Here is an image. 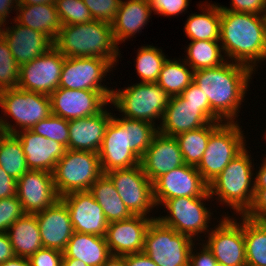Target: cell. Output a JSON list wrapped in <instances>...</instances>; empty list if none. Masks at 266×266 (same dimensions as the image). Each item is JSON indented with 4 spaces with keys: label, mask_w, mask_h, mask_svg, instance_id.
<instances>
[{
    "label": "cell",
    "mask_w": 266,
    "mask_h": 266,
    "mask_svg": "<svg viewBox=\"0 0 266 266\" xmlns=\"http://www.w3.org/2000/svg\"><path fill=\"white\" fill-rule=\"evenodd\" d=\"M152 9L149 0H121L111 26L116 43L122 44L142 32L150 22Z\"/></svg>",
    "instance_id": "cell-27"
},
{
    "label": "cell",
    "mask_w": 266,
    "mask_h": 266,
    "mask_svg": "<svg viewBox=\"0 0 266 266\" xmlns=\"http://www.w3.org/2000/svg\"><path fill=\"white\" fill-rule=\"evenodd\" d=\"M113 69L117 70L109 61L99 57H65L59 87L100 91L110 101L113 87L103 82Z\"/></svg>",
    "instance_id": "cell-13"
},
{
    "label": "cell",
    "mask_w": 266,
    "mask_h": 266,
    "mask_svg": "<svg viewBox=\"0 0 266 266\" xmlns=\"http://www.w3.org/2000/svg\"><path fill=\"white\" fill-rule=\"evenodd\" d=\"M48 2H55V0H17V4L21 5L45 4Z\"/></svg>",
    "instance_id": "cell-58"
},
{
    "label": "cell",
    "mask_w": 266,
    "mask_h": 266,
    "mask_svg": "<svg viewBox=\"0 0 266 266\" xmlns=\"http://www.w3.org/2000/svg\"><path fill=\"white\" fill-rule=\"evenodd\" d=\"M51 113L66 120L99 113L110 101L100 92L58 87L50 95Z\"/></svg>",
    "instance_id": "cell-17"
},
{
    "label": "cell",
    "mask_w": 266,
    "mask_h": 266,
    "mask_svg": "<svg viewBox=\"0 0 266 266\" xmlns=\"http://www.w3.org/2000/svg\"><path fill=\"white\" fill-rule=\"evenodd\" d=\"M154 201L158 208L170 198L198 197L208 191L196 166L184 164L158 177L153 183Z\"/></svg>",
    "instance_id": "cell-16"
},
{
    "label": "cell",
    "mask_w": 266,
    "mask_h": 266,
    "mask_svg": "<svg viewBox=\"0 0 266 266\" xmlns=\"http://www.w3.org/2000/svg\"><path fill=\"white\" fill-rule=\"evenodd\" d=\"M67 206L73 230L105 236L109 222L102 207L89 191L72 192L60 198Z\"/></svg>",
    "instance_id": "cell-20"
},
{
    "label": "cell",
    "mask_w": 266,
    "mask_h": 266,
    "mask_svg": "<svg viewBox=\"0 0 266 266\" xmlns=\"http://www.w3.org/2000/svg\"><path fill=\"white\" fill-rule=\"evenodd\" d=\"M106 175L114 183L116 191L133 215L157 218L152 213L153 210H157L153 196V185L143 172L141 165L113 170ZM149 213H152V216Z\"/></svg>",
    "instance_id": "cell-14"
},
{
    "label": "cell",
    "mask_w": 266,
    "mask_h": 266,
    "mask_svg": "<svg viewBox=\"0 0 266 266\" xmlns=\"http://www.w3.org/2000/svg\"><path fill=\"white\" fill-rule=\"evenodd\" d=\"M220 44L226 60L257 72L266 61L265 15L221 9Z\"/></svg>",
    "instance_id": "cell-3"
},
{
    "label": "cell",
    "mask_w": 266,
    "mask_h": 266,
    "mask_svg": "<svg viewBox=\"0 0 266 266\" xmlns=\"http://www.w3.org/2000/svg\"><path fill=\"white\" fill-rule=\"evenodd\" d=\"M89 192L102 207L107 221L126 220L133 216L116 191L114 183L102 174L91 186Z\"/></svg>",
    "instance_id": "cell-32"
},
{
    "label": "cell",
    "mask_w": 266,
    "mask_h": 266,
    "mask_svg": "<svg viewBox=\"0 0 266 266\" xmlns=\"http://www.w3.org/2000/svg\"><path fill=\"white\" fill-rule=\"evenodd\" d=\"M64 253L51 248H41L28 258L30 266H62Z\"/></svg>",
    "instance_id": "cell-46"
},
{
    "label": "cell",
    "mask_w": 266,
    "mask_h": 266,
    "mask_svg": "<svg viewBox=\"0 0 266 266\" xmlns=\"http://www.w3.org/2000/svg\"><path fill=\"white\" fill-rule=\"evenodd\" d=\"M0 167L15 180L29 170L21 142L15 134L0 131Z\"/></svg>",
    "instance_id": "cell-36"
},
{
    "label": "cell",
    "mask_w": 266,
    "mask_h": 266,
    "mask_svg": "<svg viewBox=\"0 0 266 266\" xmlns=\"http://www.w3.org/2000/svg\"><path fill=\"white\" fill-rule=\"evenodd\" d=\"M223 122H212L199 129L181 133L175 138L178 141L185 164L197 166L207 148L210 135Z\"/></svg>",
    "instance_id": "cell-35"
},
{
    "label": "cell",
    "mask_w": 266,
    "mask_h": 266,
    "mask_svg": "<svg viewBox=\"0 0 266 266\" xmlns=\"http://www.w3.org/2000/svg\"><path fill=\"white\" fill-rule=\"evenodd\" d=\"M214 201L209 191L198 197H176L166 200L161 206L166 208L163 212L167 214L157 216V219L164 225L175 229L181 234L188 235L196 242L202 241L201 237L207 235L212 227L213 210L206 207V203ZM210 208V209H209ZM167 212V213H166ZM210 223V224H209ZM210 229V230H209ZM201 234H204L201 236Z\"/></svg>",
    "instance_id": "cell-8"
},
{
    "label": "cell",
    "mask_w": 266,
    "mask_h": 266,
    "mask_svg": "<svg viewBox=\"0 0 266 266\" xmlns=\"http://www.w3.org/2000/svg\"><path fill=\"white\" fill-rule=\"evenodd\" d=\"M102 266H125V256L111 255Z\"/></svg>",
    "instance_id": "cell-56"
},
{
    "label": "cell",
    "mask_w": 266,
    "mask_h": 266,
    "mask_svg": "<svg viewBox=\"0 0 266 266\" xmlns=\"http://www.w3.org/2000/svg\"><path fill=\"white\" fill-rule=\"evenodd\" d=\"M222 10L262 14L266 13V0H231L230 7L220 5Z\"/></svg>",
    "instance_id": "cell-48"
},
{
    "label": "cell",
    "mask_w": 266,
    "mask_h": 266,
    "mask_svg": "<svg viewBox=\"0 0 266 266\" xmlns=\"http://www.w3.org/2000/svg\"><path fill=\"white\" fill-rule=\"evenodd\" d=\"M61 25L87 23L93 19L83 0H55Z\"/></svg>",
    "instance_id": "cell-41"
},
{
    "label": "cell",
    "mask_w": 266,
    "mask_h": 266,
    "mask_svg": "<svg viewBox=\"0 0 266 266\" xmlns=\"http://www.w3.org/2000/svg\"><path fill=\"white\" fill-rule=\"evenodd\" d=\"M54 47L65 57H99L113 66L121 61L111 23L104 21L62 25Z\"/></svg>",
    "instance_id": "cell-4"
},
{
    "label": "cell",
    "mask_w": 266,
    "mask_h": 266,
    "mask_svg": "<svg viewBox=\"0 0 266 266\" xmlns=\"http://www.w3.org/2000/svg\"><path fill=\"white\" fill-rule=\"evenodd\" d=\"M0 108L4 113L0 116V131L10 134L31 129L52 114L49 95L20 88L0 91ZM9 117L14 124L8 121Z\"/></svg>",
    "instance_id": "cell-7"
},
{
    "label": "cell",
    "mask_w": 266,
    "mask_h": 266,
    "mask_svg": "<svg viewBox=\"0 0 266 266\" xmlns=\"http://www.w3.org/2000/svg\"><path fill=\"white\" fill-rule=\"evenodd\" d=\"M35 215L43 247L64 252L74 233L67 206L59 199L54 205Z\"/></svg>",
    "instance_id": "cell-25"
},
{
    "label": "cell",
    "mask_w": 266,
    "mask_h": 266,
    "mask_svg": "<svg viewBox=\"0 0 266 266\" xmlns=\"http://www.w3.org/2000/svg\"><path fill=\"white\" fill-rule=\"evenodd\" d=\"M203 2L198 4V10H201V13L195 12L187 16L183 27L185 35L191 41H220L221 8L219 3Z\"/></svg>",
    "instance_id": "cell-30"
},
{
    "label": "cell",
    "mask_w": 266,
    "mask_h": 266,
    "mask_svg": "<svg viewBox=\"0 0 266 266\" xmlns=\"http://www.w3.org/2000/svg\"><path fill=\"white\" fill-rule=\"evenodd\" d=\"M169 99L170 96L157 83L136 82L122 89H112L110 105L121 113L119 116L144 120L159 127Z\"/></svg>",
    "instance_id": "cell-6"
},
{
    "label": "cell",
    "mask_w": 266,
    "mask_h": 266,
    "mask_svg": "<svg viewBox=\"0 0 266 266\" xmlns=\"http://www.w3.org/2000/svg\"><path fill=\"white\" fill-rule=\"evenodd\" d=\"M153 14L159 16H179L186 14L190 0H149Z\"/></svg>",
    "instance_id": "cell-44"
},
{
    "label": "cell",
    "mask_w": 266,
    "mask_h": 266,
    "mask_svg": "<svg viewBox=\"0 0 266 266\" xmlns=\"http://www.w3.org/2000/svg\"><path fill=\"white\" fill-rule=\"evenodd\" d=\"M196 241L153 219L145 234L143 252L158 266H189Z\"/></svg>",
    "instance_id": "cell-11"
},
{
    "label": "cell",
    "mask_w": 266,
    "mask_h": 266,
    "mask_svg": "<svg viewBox=\"0 0 266 266\" xmlns=\"http://www.w3.org/2000/svg\"><path fill=\"white\" fill-rule=\"evenodd\" d=\"M20 67L0 35V91L18 88Z\"/></svg>",
    "instance_id": "cell-40"
},
{
    "label": "cell",
    "mask_w": 266,
    "mask_h": 266,
    "mask_svg": "<svg viewBox=\"0 0 266 266\" xmlns=\"http://www.w3.org/2000/svg\"><path fill=\"white\" fill-rule=\"evenodd\" d=\"M0 26V35L5 39L19 67L47 53L54 41L45 33L20 25L14 19ZM7 25V26H5Z\"/></svg>",
    "instance_id": "cell-19"
},
{
    "label": "cell",
    "mask_w": 266,
    "mask_h": 266,
    "mask_svg": "<svg viewBox=\"0 0 266 266\" xmlns=\"http://www.w3.org/2000/svg\"><path fill=\"white\" fill-rule=\"evenodd\" d=\"M153 218L133 215L131 218L108 224L106 242L112 255L125 256L144 249L145 234Z\"/></svg>",
    "instance_id": "cell-21"
},
{
    "label": "cell",
    "mask_w": 266,
    "mask_h": 266,
    "mask_svg": "<svg viewBox=\"0 0 266 266\" xmlns=\"http://www.w3.org/2000/svg\"><path fill=\"white\" fill-rule=\"evenodd\" d=\"M15 135L21 142L29 170L53 173L57 161L67 150L61 143L35 134L30 129L18 131Z\"/></svg>",
    "instance_id": "cell-26"
},
{
    "label": "cell",
    "mask_w": 266,
    "mask_h": 266,
    "mask_svg": "<svg viewBox=\"0 0 266 266\" xmlns=\"http://www.w3.org/2000/svg\"><path fill=\"white\" fill-rule=\"evenodd\" d=\"M212 122L215 121L201 109V105L187 103L181 95H178L170 97L158 132L175 137Z\"/></svg>",
    "instance_id": "cell-22"
},
{
    "label": "cell",
    "mask_w": 266,
    "mask_h": 266,
    "mask_svg": "<svg viewBox=\"0 0 266 266\" xmlns=\"http://www.w3.org/2000/svg\"><path fill=\"white\" fill-rule=\"evenodd\" d=\"M17 197L26 214H36L54 205L58 196L49 171L28 170L17 180Z\"/></svg>",
    "instance_id": "cell-18"
},
{
    "label": "cell",
    "mask_w": 266,
    "mask_h": 266,
    "mask_svg": "<svg viewBox=\"0 0 266 266\" xmlns=\"http://www.w3.org/2000/svg\"><path fill=\"white\" fill-rule=\"evenodd\" d=\"M17 9V0H0V26L8 23L11 19L9 18L12 13L11 11H16Z\"/></svg>",
    "instance_id": "cell-53"
},
{
    "label": "cell",
    "mask_w": 266,
    "mask_h": 266,
    "mask_svg": "<svg viewBox=\"0 0 266 266\" xmlns=\"http://www.w3.org/2000/svg\"><path fill=\"white\" fill-rule=\"evenodd\" d=\"M16 16L12 17L20 25L48 35L53 41L61 29V22L55 2L36 5L17 4Z\"/></svg>",
    "instance_id": "cell-28"
},
{
    "label": "cell",
    "mask_w": 266,
    "mask_h": 266,
    "mask_svg": "<svg viewBox=\"0 0 266 266\" xmlns=\"http://www.w3.org/2000/svg\"><path fill=\"white\" fill-rule=\"evenodd\" d=\"M263 137H264V140L266 141V128H265V131H264Z\"/></svg>",
    "instance_id": "cell-60"
},
{
    "label": "cell",
    "mask_w": 266,
    "mask_h": 266,
    "mask_svg": "<svg viewBox=\"0 0 266 266\" xmlns=\"http://www.w3.org/2000/svg\"><path fill=\"white\" fill-rule=\"evenodd\" d=\"M63 253V258L79 259L89 266H102L112 255L105 236L75 231Z\"/></svg>",
    "instance_id": "cell-29"
},
{
    "label": "cell",
    "mask_w": 266,
    "mask_h": 266,
    "mask_svg": "<svg viewBox=\"0 0 266 266\" xmlns=\"http://www.w3.org/2000/svg\"><path fill=\"white\" fill-rule=\"evenodd\" d=\"M94 20L112 23L121 0H83Z\"/></svg>",
    "instance_id": "cell-43"
},
{
    "label": "cell",
    "mask_w": 266,
    "mask_h": 266,
    "mask_svg": "<svg viewBox=\"0 0 266 266\" xmlns=\"http://www.w3.org/2000/svg\"><path fill=\"white\" fill-rule=\"evenodd\" d=\"M247 266H266V226L244 215Z\"/></svg>",
    "instance_id": "cell-37"
},
{
    "label": "cell",
    "mask_w": 266,
    "mask_h": 266,
    "mask_svg": "<svg viewBox=\"0 0 266 266\" xmlns=\"http://www.w3.org/2000/svg\"><path fill=\"white\" fill-rule=\"evenodd\" d=\"M250 148L245 147L224 170L208 184L215 202L233 210L232 216L244 215L251 207L255 194V163ZM253 161V162H252ZM253 163V164H252Z\"/></svg>",
    "instance_id": "cell-5"
},
{
    "label": "cell",
    "mask_w": 266,
    "mask_h": 266,
    "mask_svg": "<svg viewBox=\"0 0 266 266\" xmlns=\"http://www.w3.org/2000/svg\"><path fill=\"white\" fill-rule=\"evenodd\" d=\"M0 266H30V263L28 258L15 256L10 260H6Z\"/></svg>",
    "instance_id": "cell-55"
},
{
    "label": "cell",
    "mask_w": 266,
    "mask_h": 266,
    "mask_svg": "<svg viewBox=\"0 0 266 266\" xmlns=\"http://www.w3.org/2000/svg\"><path fill=\"white\" fill-rule=\"evenodd\" d=\"M30 130L47 139L57 141L68 149L69 120L51 114L35 124Z\"/></svg>",
    "instance_id": "cell-39"
},
{
    "label": "cell",
    "mask_w": 266,
    "mask_h": 266,
    "mask_svg": "<svg viewBox=\"0 0 266 266\" xmlns=\"http://www.w3.org/2000/svg\"><path fill=\"white\" fill-rule=\"evenodd\" d=\"M178 141L158 132L140 159L145 175L153 183L158 177L184 165Z\"/></svg>",
    "instance_id": "cell-23"
},
{
    "label": "cell",
    "mask_w": 266,
    "mask_h": 266,
    "mask_svg": "<svg viewBox=\"0 0 266 266\" xmlns=\"http://www.w3.org/2000/svg\"><path fill=\"white\" fill-rule=\"evenodd\" d=\"M102 174L98 153L67 149L53 171L56 192L61 198L72 192L89 191Z\"/></svg>",
    "instance_id": "cell-10"
},
{
    "label": "cell",
    "mask_w": 266,
    "mask_h": 266,
    "mask_svg": "<svg viewBox=\"0 0 266 266\" xmlns=\"http://www.w3.org/2000/svg\"><path fill=\"white\" fill-rule=\"evenodd\" d=\"M262 160L261 166L255 170V189H266V157Z\"/></svg>",
    "instance_id": "cell-54"
},
{
    "label": "cell",
    "mask_w": 266,
    "mask_h": 266,
    "mask_svg": "<svg viewBox=\"0 0 266 266\" xmlns=\"http://www.w3.org/2000/svg\"><path fill=\"white\" fill-rule=\"evenodd\" d=\"M109 104L95 115L69 120L68 149L99 152L107 125L113 117Z\"/></svg>",
    "instance_id": "cell-24"
},
{
    "label": "cell",
    "mask_w": 266,
    "mask_h": 266,
    "mask_svg": "<svg viewBox=\"0 0 266 266\" xmlns=\"http://www.w3.org/2000/svg\"><path fill=\"white\" fill-rule=\"evenodd\" d=\"M7 234L17 257L29 258L43 248L35 214H25L17 219L9 227Z\"/></svg>",
    "instance_id": "cell-31"
},
{
    "label": "cell",
    "mask_w": 266,
    "mask_h": 266,
    "mask_svg": "<svg viewBox=\"0 0 266 266\" xmlns=\"http://www.w3.org/2000/svg\"><path fill=\"white\" fill-rule=\"evenodd\" d=\"M189 266H219V264L203 242H195L190 251Z\"/></svg>",
    "instance_id": "cell-47"
},
{
    "label": "cell",
    "mask_w": 266,
    "mask_h": 266,
    "mask_svg": "<svg viewBox=\"0 0 266 266\" xmlns=\"http://www.w3.org/2000/svg\"><path fill=\"white\" fill-rule=\"evenodd\" d=\"M109 121L98 152L103 174L140 165L158 127L144 120L116 116Z\"/></svg>",
    "instance_id": "cell-2"
},
{
    "label": "cell",
    "mask_w": 266,
    "mask_h": 266,
    "mask_svg": "<svg viewBox=\"0 0 266 266\" xmlns=\"http://www.w3.org/2000/svg\"><path fill=\"white\" fill-rule=\"evenodd\" d=\"M15 256L9 235L7 232H0V264Z\"/></svg>",
    "instance_id": "cell-51"
},
{
    "label": "cell",
    "mask_w": 266,
    "mask_h": 266,
    "mask_svg": "<svg viewBox=\"0 0 266 266\" xmlns=\"http://www.w3.org/2000/svg\"><path fill=\"white\" fill-rule=\"evenodd\" d=\"M224 211L202 242L212 252L219 266H247L244 241V215L234 218ZM237 218V219H236ZM239 221V222H238ZM208 238V239H207Z\"/></svg>",
    "instance_id": "cell-12"
},
{
    "label": "cell",
    "mask_w": 266,
    "mask_h": 266,
    "mask_svg": "<svg viewBox=\"0 0 266 266\" xmlns=\"http://www.w3.org/2000/svg\"><path fill=\"white\" fill-rule=\"evenodd\" d=\"M62 266H89L83 261L74 258H63Z\"/></svg>",
    "instance_id": "cell-57"
},
{
    "label": "cell",
    "mask_w": 266,
    "mask_h": 266,
    "mask_svg": "<svg viewBox=\"0 0 266 266\" xmlns=\"http://www.w3.org/2000/svg\"><path fill=\"white\" fill-rule=\"evenodd\" d=\"M244 215L256 221L266 217V189H255L252 205Z\"/></svg>",
    "instance_id": "cell-49"
},
{
    "label": "cell",
    "mask_w": 266,
    "mask_h": 266,
    "mask_svg": "<svg viewBox=\"0 0 266 266\" xmlns=\"http://www.w3.org/2000/svg\"><path fill=\"white\" fill-rule=\"evenodd\" d=\"M184 49V61L193 71L215 68L227 61L220 41H191Z\"/></svg>",
    "instance_id": "cell-33"
},
{
    "label": "cell",
    "mask_w": 266,
    "mask_h": 266,
    "mask_svg": "<svg viewBox=\"0 0 266 266\" xmlns=\"http://www.w3.org/2000/svg\"><path fill=\"white\" fill-rule=\"evenodd\" d=\"M136 54L134 64L139 83H156L168 55H165L161 47L148 44L139 47Z\"/></svg>",
    "instance_id": "cell-38"
},
{
    "label": "cell",
    "mask_w": 266,
    "mask_h": 266,
    "mask_svg": "<svg viewBox=\"0 0 266 266\" xmlns=\"http://www.w3.org/2000/svg\"><path fill=\"white\" fill-rule=\"evenodd\" d=\"M261 222L266 226V217L262 219Z\"/></svg>",
    "instance_id": "cell-59"
},
{
    "label": "cell",
    "mask_w": 266,
    "mask_h": 266,
    "mask_svg": "<svg viewBox=\"0 0 266 266\" xmlns=\"http://www.w3.org/2000/svg\"><path fill=\"white\" fill-rule=\"evenodd\" d=\"M125 266H158L144 252L125 255Z\"/></svg>",
    "instance_id": "cell-52"
},
{
    "label": "cell",
    "mask_w": 266,
    "mask_h": 266,
    "mask_svg": "<svg viewBox=\"0 0 266 266\" xmlns=\"http://www.w3.org/2000/svg\"><path fill=\"white\" fill-rule=\"evenodd\" d=\"M17 180L0 167V199L16 196Z\"/></svg>",
    "instance_id": "cell-50"
},
{
    "label": "cell",
    "mask_w": 266,
    "mask_h": 266,
    "mask_svg": "<svg viewBox=\"0 0 266 266\" xmlns=\"http://www.w3.org/2000/svg\"><path fill=\"white\" fill-rule=\"evenodd\" d=\"M25 214L17 195L0 199V232H7L9 227Z\"/></svg>",
    "instance_id": "cell-42"
},
{
    "label": "cell",
    "mask_w": 266,
    "mask_h": 266,
    "mask_svg": "<svg viewBox=\"0 0 266 266\" xmlns=\"http://www.w3.org/2000/svg\"><path fill=\"white\" fill-rule=\"evenodd\" d=\"M193 70L182 58H167L160 71L157 84L170 96L181 95L193 82Z\"/></svg>",
    "instance_id": "cell-34"
},
{
    "label": "cell",
    "mask_w": 266,
    "mask_h": 266,
    "mask_svg": "<svg viewBox=\"0 0 266 266\" xmlns=\"http://www.w3.org/2000/svg\"><path fill=\"white\" fill-rule=\"evenodd\" d=\"M239 122H223L209 137L207 148L196 169L209 184L245 147L247 141Z\"/></svg>",
    "instance_id": "cell-9"
},
{
    "label": "cell",
    "mask_w": 266,
    "mask_h": 266,
    "mask_svg": "<svg viewBox=\"0 0 266 266\" xmlns=\"http://www.w3.org/2000/svg\"><path fill=\"white\" fill-rule=\"evenodd\" d=\"M187 103L201 105L204 110L215 122H224L210 107V102L203 91L192 82L181 94Z\"/></svg>",
    "instance_id": "cell-45"
},
{
    "label": "cell",
    "mask_w": 266,
    "mask_h": 266,
    "mask_svg": "<svg viewBox=\"0 0 266 266\" xmlns=\"http://www.w3.org/2000/svg\"><path fill=\"white\" fill-rule=\"evenodd\" d=\"M254 74L257 73L247 65L227 60L218 67L194 71L193 82L224 122H238Z\"/></svg>",
    "instance_id": "cell-1"
},
{
    "label": "cell",
    "mask_w": 266,
    "mask_h": 266,
    "mask_svg": "<svg viewBox=\"0 0 266 266\" xmlns=\"http://www.w3.org/2000/svg\"><path fill=\"white\" fill-rule=\"evenodd\" d=\"M63 56L55 47L20 67L18 88L50 95L59 87L64 63Z\"/></svg>",
    "instance_id": "cell-15"
}]
</instances>
